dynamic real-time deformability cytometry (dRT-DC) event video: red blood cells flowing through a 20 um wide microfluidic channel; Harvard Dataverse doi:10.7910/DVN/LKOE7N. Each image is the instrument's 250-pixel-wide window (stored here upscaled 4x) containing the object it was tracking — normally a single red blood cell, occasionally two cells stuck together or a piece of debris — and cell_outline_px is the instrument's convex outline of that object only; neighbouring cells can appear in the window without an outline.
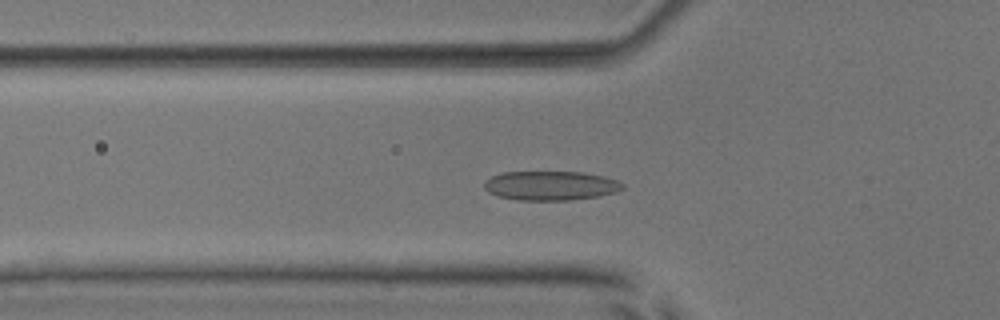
{"species": "common noctule bat (a hibernating species)", "species_latin": "Nyctalus noctula", "temperature_condition": "room temperature", "stored_images_in_passage": 52, "camera_frame_rate_fps": 3000, "um_per_image_px": 0.085, "animal": {"sex": "male", "body_mass_g": 17.9, "forearm_length_mm": 54.2}, "frame": {"image": 1, "passage_image": 18, "time_ms": 5.667, "image_size_px": [1000, 320], "cell_outline_px": [[624, 188], [616, 192], [600, 196], [568, 200], [520, 200], [496, 196], [488, 192], [484, 188], [484, 180], [492, 176], [504, 172], [584, 172], [604, 176], [616, 180], [624, 184]], "centroid_in_image_um": [46.8, 15.78], "position_along_channel_um": 79.0, "area_um2": 23.7}}
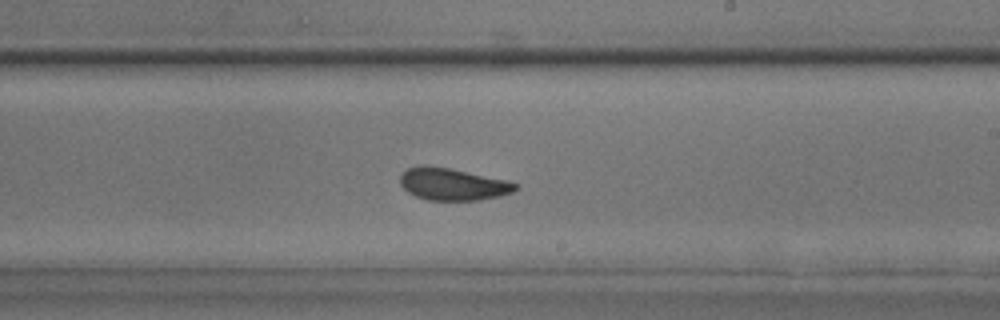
{"frame": {"image": 2, "passage_image": 31, "time_ms": 10.0, "image_size_px": [1000, 320], "cell_outline_px": [[520, 188], [512, 192], [500, 196], [480, 200], [428, 200], [416, 196], [408, 192], [400, 184], [400, 176], [408, 168], [424, 164], [448, 168], [504, 180], [520, 184]], "centroid_in_image_um": [38.48, 15.66], "position_along_channel_um": 250.5, "area_um2": 21.44}}
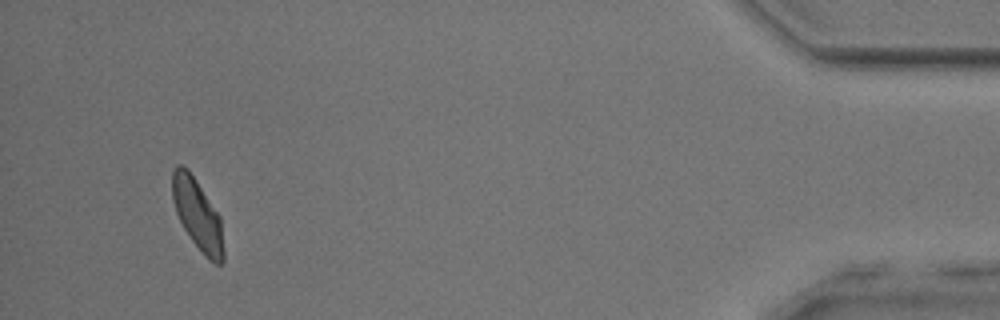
{"frame": {"image": 3, "passage_image": 49, "time_ms": 16.0, "image_size_px": [1000, 320], "cell_outline_px": [[224, 260], [220, 264], [216, 264], [208, 260], [204, 256], [192, 240], [184, 228], [176, 212], [172, 200], [172, 172], [176, 164], [184, 164], [188, 168], [220, 216], [224, 252]], "centroid_in_image_um": [16.78, 18.22], "position_along_channel_um": 418.4, "area_um2": 21.21}, "authors_computed_cell_mechanics": {"area_um2": 22.0796, "velocity_mm_per_s": 3.9699, "shape_relaxation_time_tau1_ms": 4.1336, "shape_relaxation_time_tau2_ms": 1.464, "deformation_change_tau1": 0.112, "deformation_change_tau2": 0.0756}}